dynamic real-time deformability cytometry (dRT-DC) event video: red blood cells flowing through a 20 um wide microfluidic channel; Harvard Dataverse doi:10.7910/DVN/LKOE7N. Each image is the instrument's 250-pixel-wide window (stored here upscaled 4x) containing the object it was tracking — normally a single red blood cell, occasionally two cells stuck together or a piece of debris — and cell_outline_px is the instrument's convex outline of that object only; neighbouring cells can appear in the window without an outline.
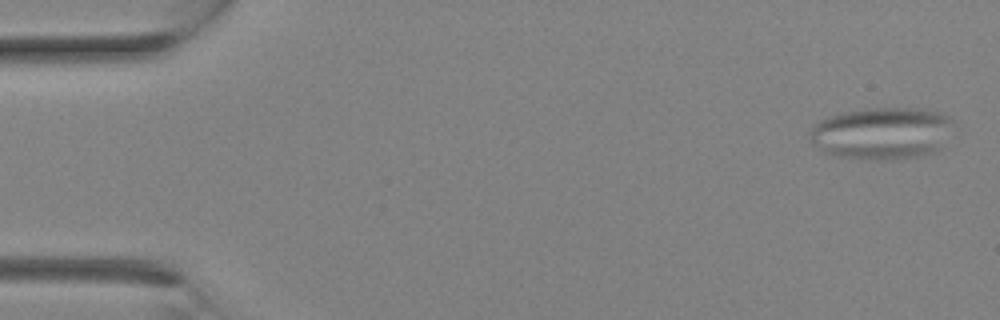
{"species": "Egyptian fruit bat (a non-hibernating species)", "species_latin": "Rousettus aegyptiacus", "temperature_condition": "room temperature", "stored_images_in_passage": 9, "camera_frame_rate_fps": 3000, "um_per_image_px": 0.085, "animal": {"sex": "female"}, "frame": {"image": 1, "passage_image": 1, "time_ms": 0.0, "image_size_px": [1000, 320], "cell_outline_px": [[952, 120], [944, 148], [936, 152], [920, 156], [892, 160], [872, 160], [836, 156], [812, 144], [808, 132], [820, 120], [828, 116], [844, 112], [864, 108], [928, 108], [940, 112], [948, 116]], "centroid_in_image_um": [75.0, 11.32], "position_along_channel_um": 10.0, "area_um2": 44.1}}
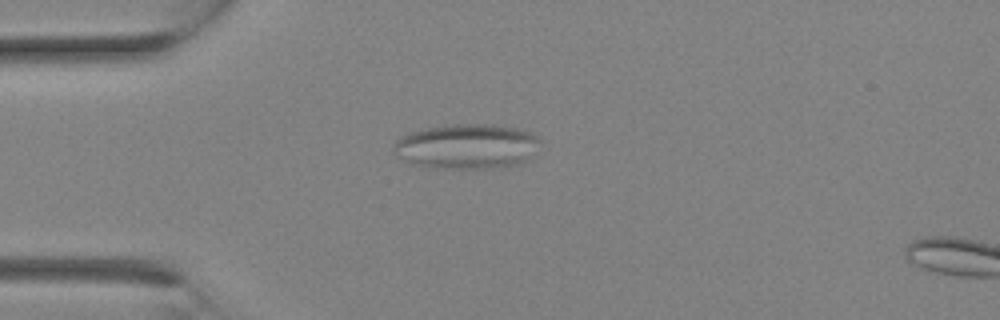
{"frame": {"image": 2, "passage_image": 7, "time_ms": 2.0, "image_size_px": [1000, 320], "cell_outline_px": [[544, 140], [536, 156], [520, 164], [492, 168], [432, 168], [412, 164], [396, 156], [392, 152], [392, 148], [396, 140], [400, 136], [412, 132], [428, 128], [452, 124], [492, 124], [516, 128], [532, 132]], "centroid_in_image_um": [39.76, 12.45], "position_along_channel_um": 45.2, "area_um2": 39.25}}